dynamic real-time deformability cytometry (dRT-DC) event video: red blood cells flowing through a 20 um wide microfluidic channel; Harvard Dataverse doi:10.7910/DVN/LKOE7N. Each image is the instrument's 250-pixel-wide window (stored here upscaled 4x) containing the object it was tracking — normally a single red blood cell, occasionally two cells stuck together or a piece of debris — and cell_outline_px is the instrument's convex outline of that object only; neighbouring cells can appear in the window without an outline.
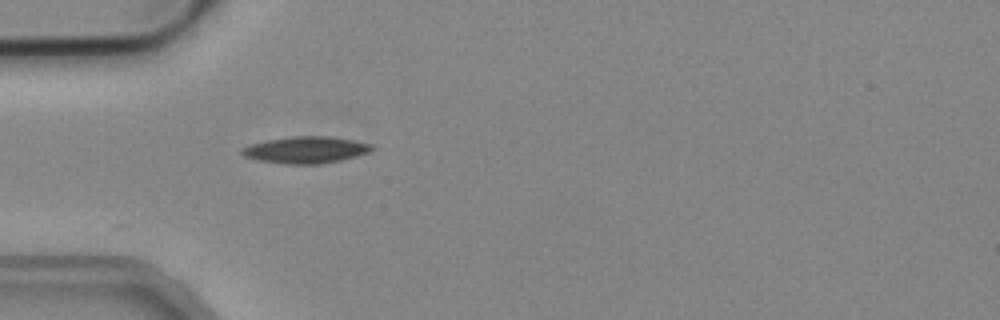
{"species": "common noctule bat (a hibernating species)", "species_latin": "Nyctalus noctula", "temperature_condition": "cold", "stored_images_in_passage": 37, "camera_frame_rate_fps": 3000, "um_per_image_px": 0.085, "animal": {"sex": "male", "body_mass_g": 19.2, "forearm_length_mm": 51.8}, "frame": {"image": 1, "passage_image": 1, "time_ms": 0.0, "image_size_px": [1000, 320], "cell_outline_px": [[376, 148], [368, 152], [356, 156], [340, 160], [320, 164], [284, 164], [256, 160], [244, 156], [240, 152], [240, 148], [252, 144], [268, 140], [292, 136], [328, 136], [352, 140], [372, 144]], "centroid_in_image_um": [25.98, 12.74], "position_along_channel_um": 59.0, "area_um2": 20.23}}
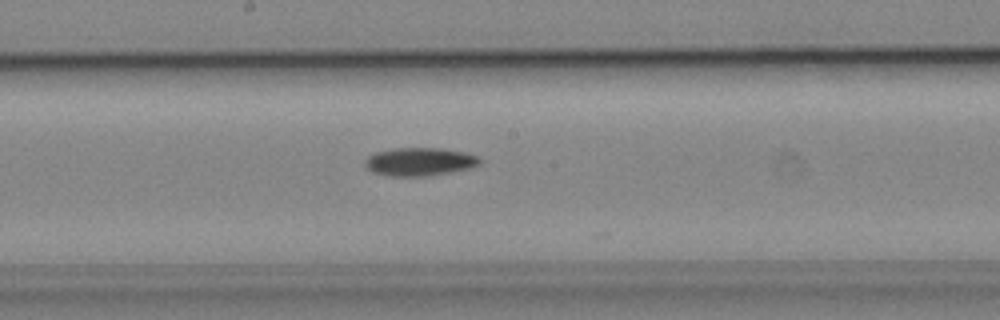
{"frame": {"image": 2, "passage_image": 13, "time_ms": 4.0, "image_size_px": [1000, 320], "cell_outline_px": [[480, 164], [472, 168], [452, 172], [428, 176], [388, 176], [372, 172], [364, 164], [364, 160], [368, 156], [376, 152], [392, 148], [440, 148], [464, 152], [480, 156]], "centroid_in_image_um": [35.68, 13.75], "position_along_channel_um": 212.5, "area_um2": 19.07}}
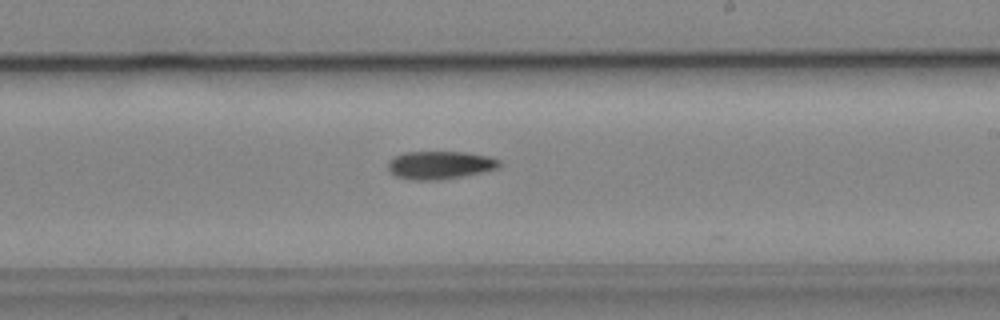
{"frame": {"image": 3, "passage_image": 16, "time_ms": 5.0, "image_size_px": [1000, 320], "cell_outline_px": [[500, 164], [496, 168], [480, 172], [440, 180], [416, 180], [396, 176], [388, 172], [388, 160], [404, 152], [464, 152], [488, 156], [500, 160]], "centroid_in_image_um": [37.34, 14.02], "position_along_channel_um": 251.7, "area_um2": 17.98}}